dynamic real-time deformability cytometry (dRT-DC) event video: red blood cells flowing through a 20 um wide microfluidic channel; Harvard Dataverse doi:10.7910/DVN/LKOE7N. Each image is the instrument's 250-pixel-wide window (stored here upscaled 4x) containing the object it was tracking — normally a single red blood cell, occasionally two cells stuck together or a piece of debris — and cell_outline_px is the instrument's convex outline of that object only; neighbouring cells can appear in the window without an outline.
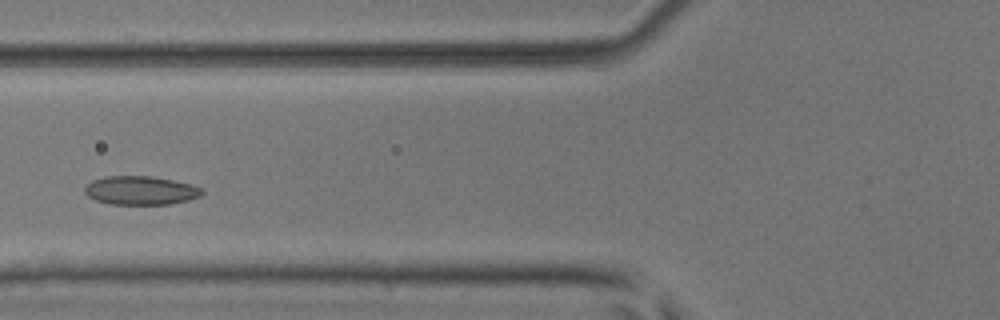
{"species": "common noctule bat (a hibernating species)", "species_latin": "Nyctalus noctula", "temperature_condition": "room temperature", "stored_images_in_passage": 5, "camera_frame_rate_fps": 3000, "um_per_image_px": 0.085, "animal": {"sex": "male", "body_mass_g": 17.9, "forearm_length_mm": 54.2}, "frame": {"image": 1, "passage_image": 4, "time_ms": 1.0, "image_size_px": [1000, 320], "cell_outline_px": [[204, 192], [200, 196], [188, 200], [168, 204], [112, 204], [96, 200], [88, 196], [84, 192], [84, 188], [92, 180], [108, 176], [148, 176], [172, 180], [192, 184], [204, 188]], "centroid_in_image_um": [11.98, 16.18], "position_along_channel_um": 113.8, "area_um2": 19.54}}
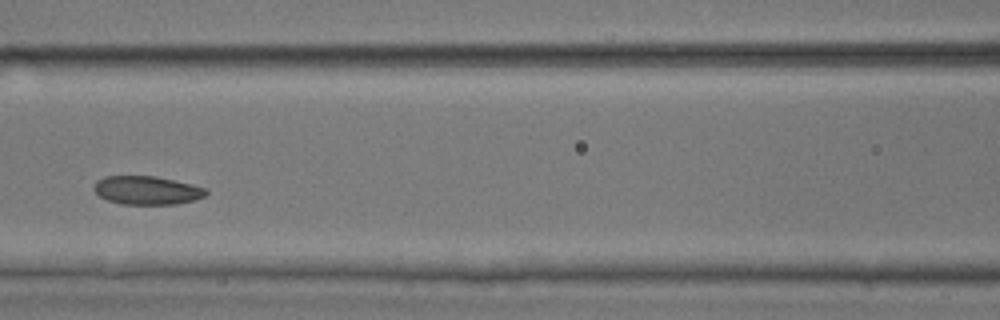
{"frame": {"image": 2, "passage_image": 5, "time_ms": 1.333, "image_size_px": [1000, 320], "cell_outline_px": [[208, 192], [204, 196], [196, 200], [176, 204], [120, 204], [108, 200], [100, 196], [92, 188], [96, 180], [104, 176], [156, 176], [208, 188]], "centroid_in_image_um": [12.49, 16.17], "position_along_channel_um": 154.1, "area_um2": 18.73}}